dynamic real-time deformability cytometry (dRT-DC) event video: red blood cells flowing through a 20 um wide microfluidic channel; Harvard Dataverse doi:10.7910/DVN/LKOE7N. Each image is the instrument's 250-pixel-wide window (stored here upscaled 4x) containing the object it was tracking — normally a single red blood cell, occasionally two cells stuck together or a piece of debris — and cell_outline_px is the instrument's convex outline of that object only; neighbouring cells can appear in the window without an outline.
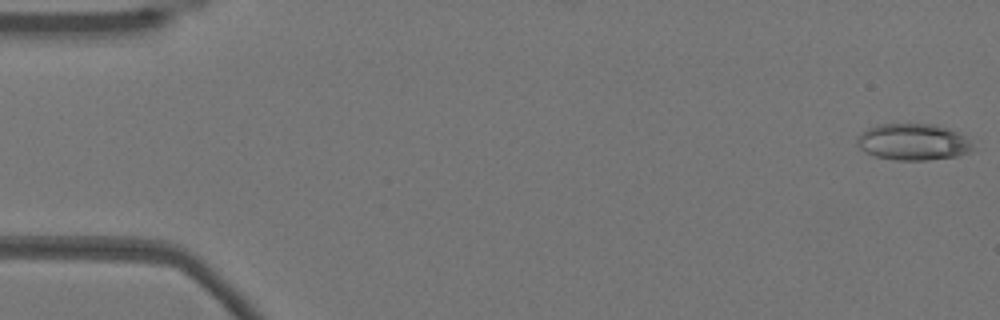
{"species": "Egyptian fruit bat (a non-hibernating species)", "species_latin": "Rousettus aegyptiacus", "temperature_condition": "warm", "stored_images_in_passage": 53, "camera_frame_rate_fps": 3000, "um_per_image_px": 0.085, "animal": {"sex": "female"}, "frame": {"image": 1, "passage_image": 1, "time_ms": 0.0, "image_size_px": [1000, 320], "cell_outline_px": [[972, 148], [968, 152], [956, 156], [928, 160], [896, 160], [876, 156], [860, 148], [856, 144], [856, 140], [860, 132], [876, 124], [936, 124], [948, 128], [964, 136], [972, 144]], "centroid_in_image_um": [77.58, 12.06], "position_along_channel_um": 7.4, "area_um2": 24.51}}
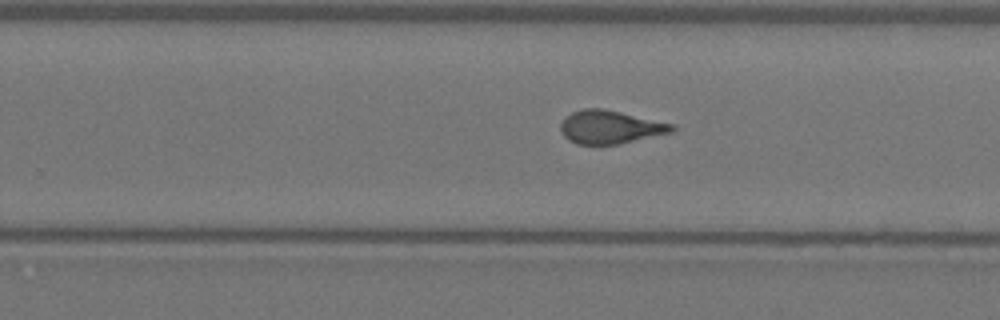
{"frame": {"image": 2, "passage_image": 33, "time_ms": 10.667, "image_size_px": [1000, 320], "cell_outline_px": [[676, 128], [672, 132], [620, 144], [576, 144], [568, 140], [560, 132], [560, 124], [564, 116], [572, 112], [584, 108], [604, 108], [676, 124]], "centroid_in_image_um": [51.86, 10.79], "position_along_channel_um": 277.9, "area_um2": 21.91}}
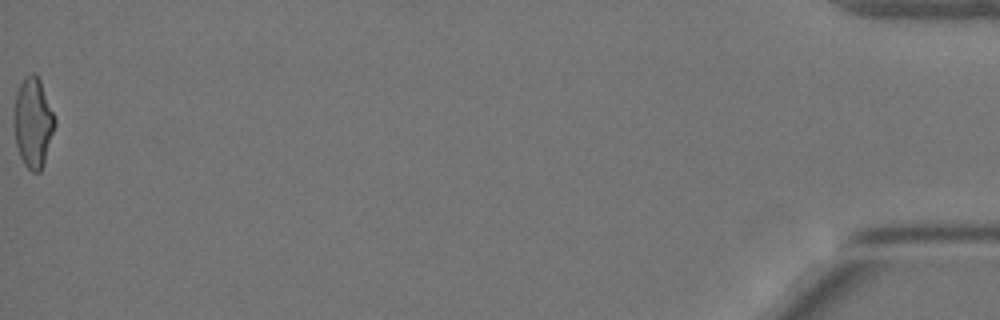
{"frame": {"image": 3, "passage_image": 53, "time_ms": 17.333, "image_size_px": [1000, 320], "cell_outline_px": [[56, 124], [44, 164], [40, 172], [32, 172], [24, 164], [20, 156], [16, 144], [12, 120], [16, 92], [24, 76], [32, 72], [36, 72], [40, 80], [56, 116]], "centroid_in_image_um": [2.81, 10.39], "position_along_channel_um": 432.4, "area_um2": 21.96}, "authors_computed_cell_mechanics": {"area_um2": 22.0796, "velocity_mm_per_s": 3.8567, "shape_relaxation_time_tau1_ms": 11.1384, "shape_relaxation_time_tau2_ms": 1.3556, "deformation_change_tau1": 0.2884, "deformation_change_tau2": 0.0992}}